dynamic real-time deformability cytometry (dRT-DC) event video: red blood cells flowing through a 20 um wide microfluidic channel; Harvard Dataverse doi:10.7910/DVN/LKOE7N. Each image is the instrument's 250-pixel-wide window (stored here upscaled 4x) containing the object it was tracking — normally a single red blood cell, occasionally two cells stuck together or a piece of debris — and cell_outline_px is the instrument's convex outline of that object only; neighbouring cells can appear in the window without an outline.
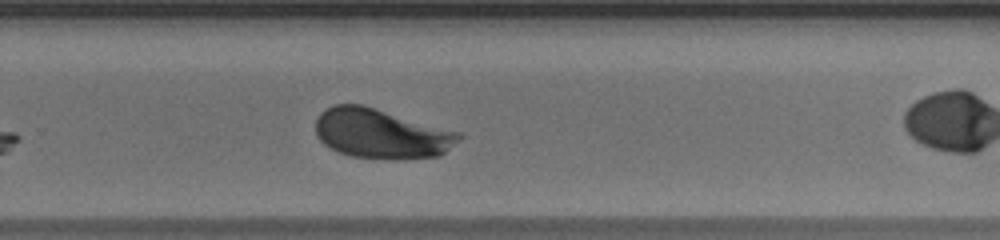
{"species": "human", "species_latin": "Homo sapiens", "temperature_condition": "warm", "stored_images_in_passage": 27, "camera_frame_rate_fps": 3000, "um_per_image_px": 0.085, "donor": {"sex": "male"}, "frame": {"image": 1, "passage_image": 20, "time_ms": 6.333, "image_size_px": [1000, 240], "cell_outline_px": [[464, 136], [440, 156], [392, 160], [384, 160], [352, 156], [340, 152], [324, 144], [316, 136], [316, 120], [320, 112], [332, 104], [364, 104], [460, 132]], "centroid_in_image_um": [32.41, 11.35], "position_along_channel_um": 297.4, "area_um2": 41.96}}
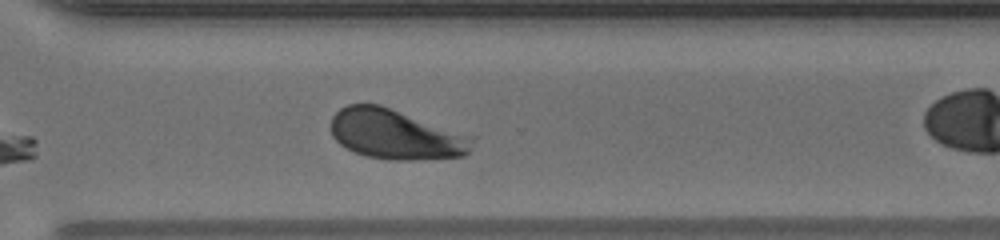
{"frame": {"image": 2, "passage_image": 23, "time_ms": 7.333, "image_size_px": [1000, 240], "cell_outline_px": [[476, 136], [468, 152], [464, 156], [412, 160], [392, 160], [368, 156], [356, 152], [340, 144], [332, 136], [332, 116], [340, 108], [348, 104], [380, 104]], "centroid_in_image_um": [33.68, 11.41], "position_along_channel_um": 336.9, "area_um2": 41.33}}